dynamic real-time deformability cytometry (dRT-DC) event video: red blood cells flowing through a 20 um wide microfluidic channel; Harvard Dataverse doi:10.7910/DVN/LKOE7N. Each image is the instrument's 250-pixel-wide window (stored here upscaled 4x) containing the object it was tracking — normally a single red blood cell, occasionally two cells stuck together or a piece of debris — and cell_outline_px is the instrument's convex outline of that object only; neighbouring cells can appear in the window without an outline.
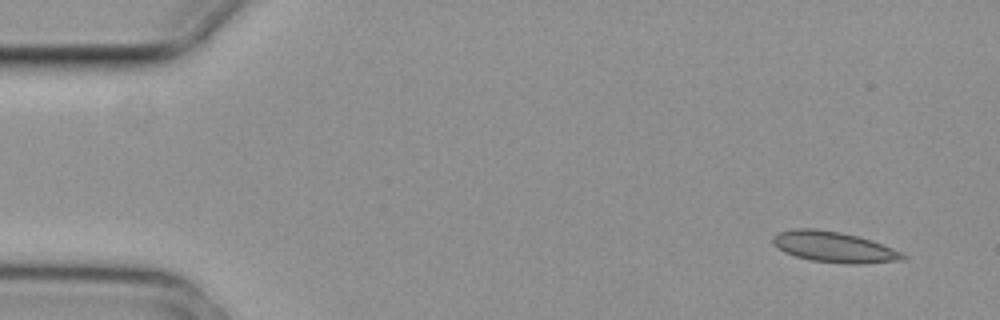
{"species": "common noctule bat (a hibernating species)", "species_latin": "Nyctalus noctula", "temperature_condition": "cold", "stored_images_in_passage": 5, "camera_frame_rate_fps": 3000, "um_per_image_px": 0.085, "animal": {"sex": "female", "body_mass_g": 29.2, "forearm_length_mm": 56.3}, "frame": {"image": 1, "passage_image": 1, "time_ms": 0.0, "image_size_px": [1000, 320], "cell_outline_px": [[908, 256], [904, 260], [860, 264], [844, 264], [812, 260], [796, 256], [784, 252], [772, 244], [772, 236], [780, 232], [796, 228], [816, 228], [840, 232], [872, 240], [892, 248]], "centroid_in_image_um": [70.88, 20.99], "position_along_channel_um": 14.1, "area_um2": 23.29}}
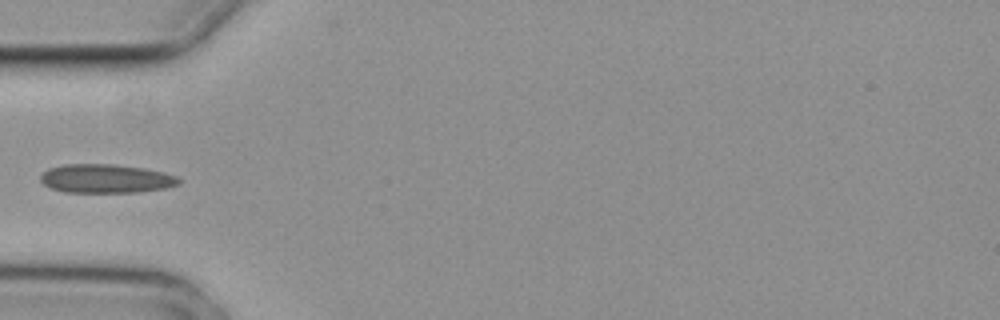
{"frame": {"image": 2, "passage_image": 4, "time_ms": 1.0, "image_size_px": [1000, 320], "cell_outline_px": [[180, 184], [164, 188], [140, 192], [64, 192], [52, 188], [44, 184], [40, 180], [40, 176], [48, 168], [64, 164], [112, 164], [144, 168], [164, 172], [176, 176], [180, 180]], "centroid_in_image_um": [9.0, 15.18], "position_along_channel_um": 76.0, "area_um2": 23.18}}
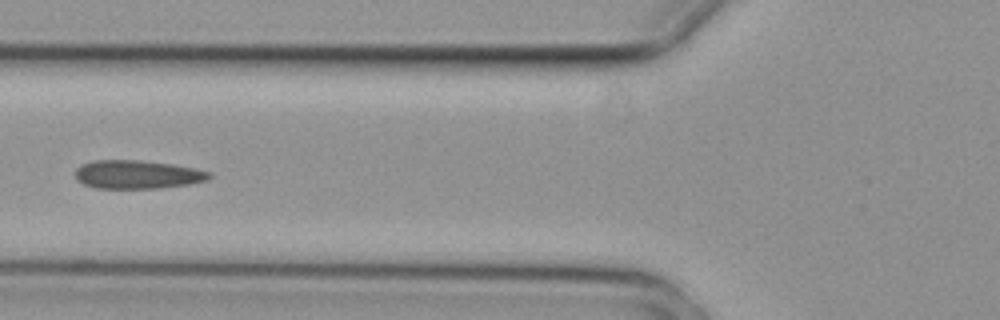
{"frame": {"image": 3, "passage_image": 5, "time_ms": 1.333, "image_size_px": [1000, 320], "cell_outline_px": [[212, 176], [208, 180], [188, 184], [160, 188], [96, 188], [84, 184], [76, 180], [76, 168], [80, 164], [92, 160], [136, 160], [172, 164], [196, 168], [212, 172]], "centroid_in_image_um": [11.68, 14.82], "position_along_channel_um": 114.1, "area_um2": 22.37}}